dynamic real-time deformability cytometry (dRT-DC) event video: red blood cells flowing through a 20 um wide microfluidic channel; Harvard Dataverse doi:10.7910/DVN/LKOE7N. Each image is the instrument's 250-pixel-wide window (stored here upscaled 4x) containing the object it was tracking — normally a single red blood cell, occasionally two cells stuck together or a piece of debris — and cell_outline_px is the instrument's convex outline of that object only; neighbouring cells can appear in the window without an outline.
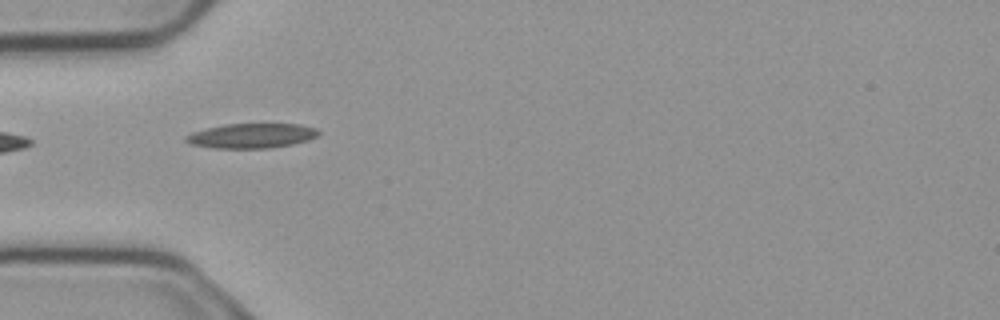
{"species": "common noctule bat (a hibernating species)", "species_latin": "Nyctalus noctula", "temperature_condition": "cold", "stored_images_in_passage": 2, "camera_frame_rate_fps": 3000, "um_per_image_px": 0.085, "animal": {"sex": "male", "body_mass_g": 23.1, "forearm_length_mm": 52.7}, "frame": {"image": 1, "passage_image": 1, "time_ms": 0.0, "image_size_px": [1000, 320], "cell_outline_px": [[320, 136], [308, 140], [292, 144], [268, 148], [212, 148], [192, 144], [184, 140], [184, 136], [192, 132], [224, 124], [300, 124], [316, 128], [320, 132]], "centroid_in_image_um": [21.4, 11.54], "position_along_channel_um": 63.6, "area_um2": 19.13}}
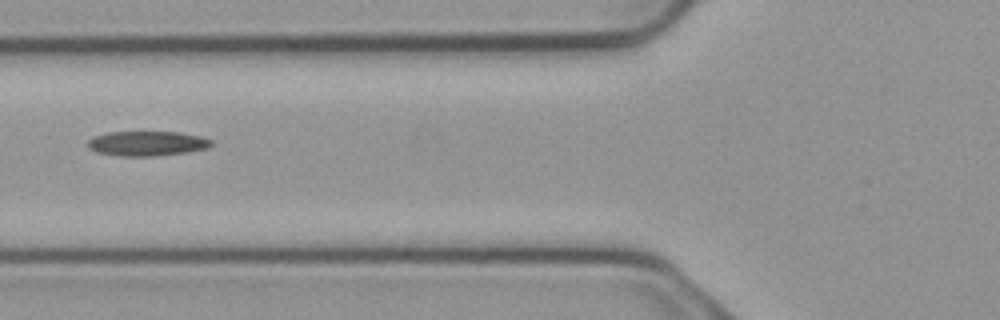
{"frame": {"image": 2, "passage_image": 2, "time_ms": 0.333, "image_size_px": [1000, 320], "cell_outline_px": [[212, 144], [208, 148], [188, 152], [152, 156], [120, 156], [96, 152], [88, 148], [88, 140], [92, 136], [108, 132], [180, 132], [200, 136], [212, 140]], "centroid_in_image_um": [12.48, 12.19], "position_along_channel_um": 113.3, "area_um2": 17.92}}